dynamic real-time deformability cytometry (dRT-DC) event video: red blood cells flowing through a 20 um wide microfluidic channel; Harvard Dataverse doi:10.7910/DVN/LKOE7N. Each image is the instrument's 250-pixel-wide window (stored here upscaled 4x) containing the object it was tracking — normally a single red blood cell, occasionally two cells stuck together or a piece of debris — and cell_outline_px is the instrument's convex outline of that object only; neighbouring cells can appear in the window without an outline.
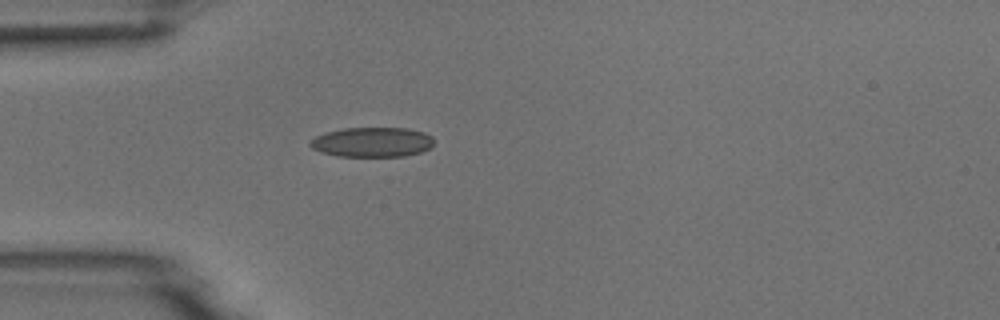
{"species": "common noctule bat (a hibernating species)", "species_latin": "Nyctalus noctula", "temperature_condition": "room temperature", "stored_images_in_passage": 1, "camera_frame_rate_fps": 3000, "um_per_image_px": 0.085, "animal": {"sex": "male", "body_mass_g": 18.8}, "frame": {"image": 1, "passage_image": 1, "time_ms": 0.0, "image_size_px": [1000, 320], "cell_outline_px": [[432, 144], [428, 148], [420, 152], [404, 156], [336, 156], [320, 152], [312, 148], [308, 144], [316, 136], [324, 132], [344, 128], [408, 128], [424, 132], [432, 136]], "centroid_in_image_um": [31.6, 12.07], "position_along_channel_um": 53.4, "area_um2": 21.44}}